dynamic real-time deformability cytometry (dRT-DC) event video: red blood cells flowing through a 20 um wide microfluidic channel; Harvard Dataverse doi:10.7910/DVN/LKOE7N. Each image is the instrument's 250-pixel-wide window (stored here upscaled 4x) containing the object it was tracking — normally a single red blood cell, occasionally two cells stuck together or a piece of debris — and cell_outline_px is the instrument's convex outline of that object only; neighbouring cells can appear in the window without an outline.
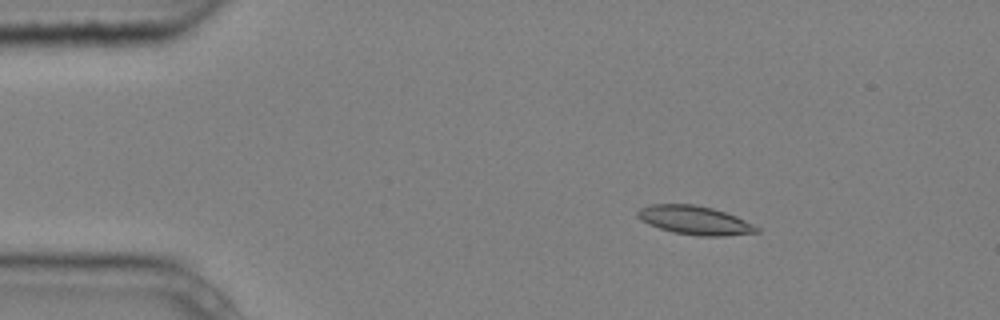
{"species": "common noctule bat (a hibernating species)", "species_latin": "Nyctalus noctula", "temperature_condition": "cold", "stored_images_in_passage": 5, "camera_frame_rate_fps": 3000, "um_per_image_px": 0.085, "animal": {"sex": "male", "body_mass_g": 20.4}, "frame": {"image": 1, "passage_image": 2, "time_ms": 0.333, "image_size_px": [1000, 320], "cell_outline_px": [[760, 232], [724, 236], [700, 236], [672, 232], [648, 224], [636, 216], [636, 212], [640, 208], [652, 204], [692, 204], [712, 208], [736, 216], [760, 228]], "centroid_in_image_um": [59.04, 18.72], "position_along_channel_um": 26.0, "area_um2": 19.83}}
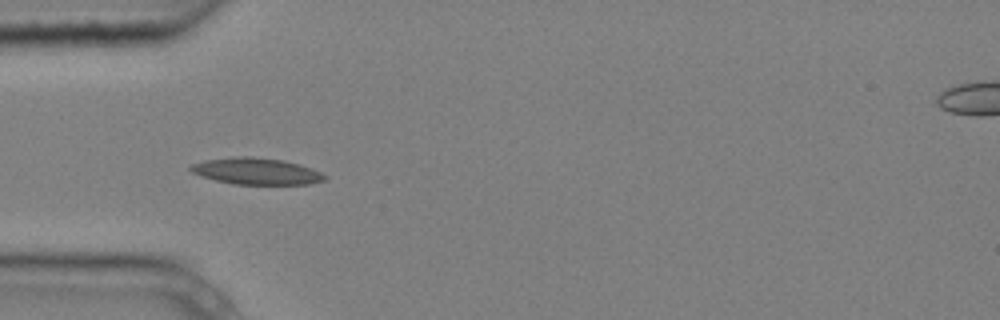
{"frame": {"image": 2, "passage_image": 4, "time_ms": 1.0, "image_size_px": [1000, 320], "cell_outline_px": [[328, 176], [324, 180], [308, 184], [232, 184], [200, 176], [192, 172], [188, 168], [192, 164], [204, 160], [232, 156], [252, 156], [284, 160], [300, 164], [312, 168]], "centroid_in_image_um": [21.77, 14.54], "position_along_channel_um": 63.2, "area_um2": 20.92}}
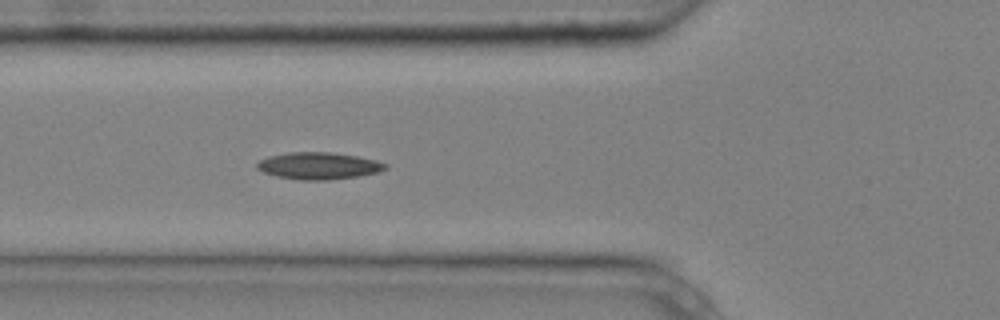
{"frame": {"image": 3, "passage_image": 5, "time_ms": 1.333, "image_size_px": [1000, 320], "cell_outline_px": [[388, 168], [380, 172], [356, 176], [328, 180], [300, 180], [276, 176], [264, 172], [256, 168], [256, 164], [260, 160], [268, 156], [288, 152], [328, 152], [356, 156], [376, 160], [388, 164]], "centroid_in_image_um": [27.09, 14.09], "position_along_channel_um": 98.7, "area_um2": 20.17}}